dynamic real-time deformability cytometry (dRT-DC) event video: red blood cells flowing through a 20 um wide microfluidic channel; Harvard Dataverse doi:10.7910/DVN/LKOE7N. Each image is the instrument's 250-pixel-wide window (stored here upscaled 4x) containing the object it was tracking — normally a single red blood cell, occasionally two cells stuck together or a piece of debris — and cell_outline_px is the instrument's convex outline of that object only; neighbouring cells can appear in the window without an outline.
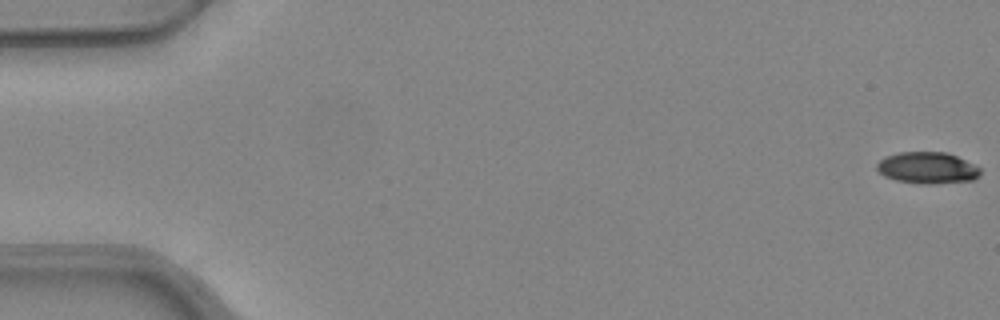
{"species": "common noctule bat (a hibernating species)", "species_latin": "Nyctalus noctula", "temperature_condition": "warm", "stored_images_in_passage": 53, "camera_frame_rate_fps": 3000, "um_per_image_px": 0.085, "animal": {"sex": "female", "body_mass_g": 24.6, "forearm_length_mm": 56.2}, "frame": {"image": 1, "passage_image": 1, "time_ms": 0.0, "image_size_px": [1000, 320], "cell_outline_px": [[980, 176], [972, 180], [924, 184], [896, 180], [884, 176], [876, 168], [876, 164], [884, 156], [896, 152], [944, 152], [956, 156], [980, 168]], "centroid_in_image_um": [78.78, 14.25], "position_along_channel_um": 6.2, "area_um2": 18.84}}
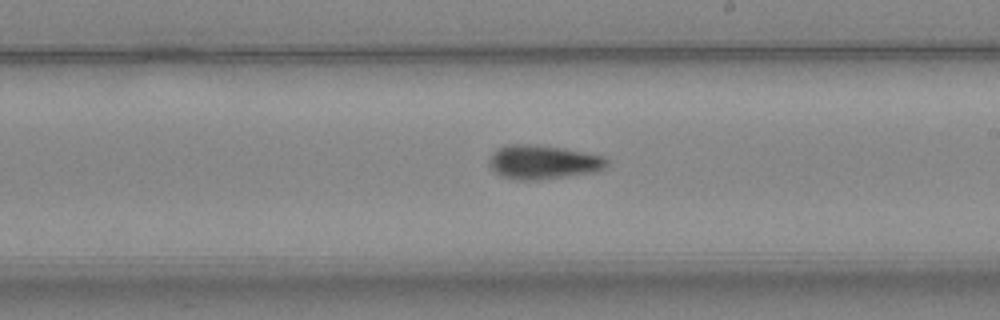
{"frame": {"image": 2, "passage_image": 31, "time_ms": 10.0, "image_size_px": [1000, 320], "cell_outline_px": [[608, 164], [604, 168], [592, 172], [536, 180], [512, 180], [500, 176], [488, 164], [488, 160], [492, 152], [496, 148], [508, 144], [532, 144], [564, 148], [600, 156], [608, 160]], "centroid_in_image_um": [46.07, 13.77], "position_along_channel_um": 242.9, "area_um2": 23.24}}
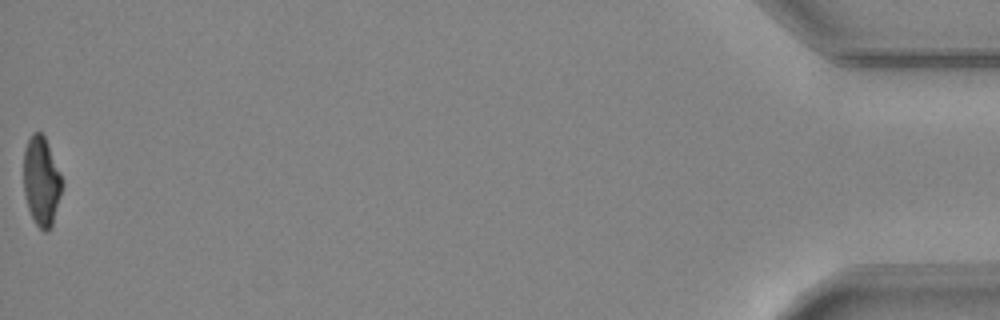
{"frame": {"image": 3, "passage_image": 53, "time_ms": 17.333, "image_size_px": [1000, 320], "cell_outline_px": [[64, 184], [52, 228], [48, 232], [44, 232], [36, 224], [28, 208], [24, 196], [24, 152], [28, 140], [32, 132], [40, 132], [44, 136], [48, 144], [60, 172]], "centroid_in_image_um": [3.54, 15.44], "position_along_channel_um": 431.7, "area_um2": 20.17}, "authors_computed_cell_mechanics": {"area_um2": 21.3282, "velocity_mm_per_s": 3.9793, "shape_relaxation_time_tau1_ms": 10.6606, "shape_relaxation_time_tau2_ms": 4.6478, "deformation_change_tau1": 0.253, "deformation_change_tau2": 0.1195}}